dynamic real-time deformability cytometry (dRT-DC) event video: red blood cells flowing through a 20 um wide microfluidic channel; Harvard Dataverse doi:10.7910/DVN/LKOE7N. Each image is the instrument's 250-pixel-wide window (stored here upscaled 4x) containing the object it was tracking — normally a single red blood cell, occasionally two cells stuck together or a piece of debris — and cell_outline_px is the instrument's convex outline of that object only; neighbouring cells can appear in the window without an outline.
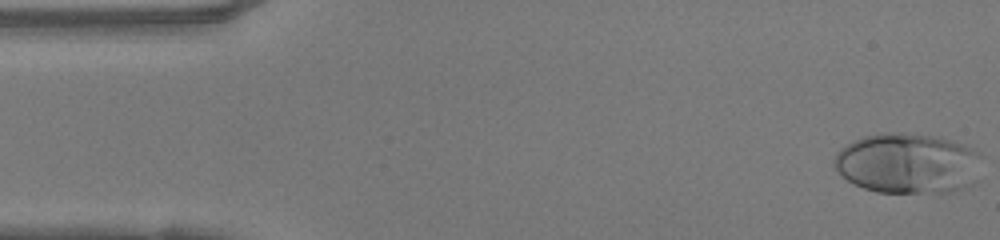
{"species": "human", "species_latin": "Homo sapiens", "temperature_condition": "warm", "stored_images_in_passage": 10, "camera_frame_rate_fps": 3000, "um_per_image_px": 0.085, "donor": {"sex": "female"}, "frame": {"image": 1, "passage_image": 1, "time_ms": 0.0, "image_size_px": [1000, 240], "cell_outline_px": [[980, 156], [976, 180], [972, 184], [952, 192], [876, 192], [864, 188], [848, 180], [836, 168], [832, 160], [836, 152], [840, 148], [864, 136], [884, 132], [904, 132], [940, 136], [964, 144], [980, 152]], "centroid_in_image_um": [77.18, 13.86], "position_along_channel_um": 7.8, "area_um2": 52.14}}